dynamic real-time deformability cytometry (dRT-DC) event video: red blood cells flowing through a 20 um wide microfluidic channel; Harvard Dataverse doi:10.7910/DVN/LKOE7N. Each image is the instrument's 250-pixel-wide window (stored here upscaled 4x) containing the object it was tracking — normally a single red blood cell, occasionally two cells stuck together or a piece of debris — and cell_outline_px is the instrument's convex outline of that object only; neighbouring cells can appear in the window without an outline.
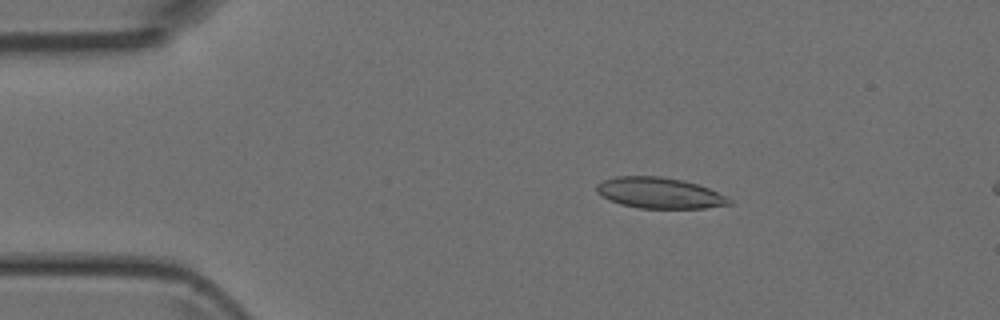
{"species": "Egyptian fruit bat (a non-hibernating species)", "species_latin": "Rousettus aegyptiacus", "temperature_condition": "room temperature", "stored_images_in_passage": 4, "segment_of_instrument_passage": [1, 2], "camera_frame_rate_fps": 3000, "um_per_image_px": 0.085, "animal": {"sex": "female"}, "frame": {"image": 1, "passage_image": 2, "time_ms": 1.333, "image_size_px": [1000, 320], "cell_outline_px": [[732, 204], [704, 208], [640, 208], [620, 204], [608, 200], [596, 192], [596, 184], [604, 180], [616, 176], [660, 176], [680, 180], [696, 184], [708, 188], [732, 200]], "centroid_in_image_um": [56.0, 16.4], "position_along_channel_um": 29.0, "area_um2": 23.7}}